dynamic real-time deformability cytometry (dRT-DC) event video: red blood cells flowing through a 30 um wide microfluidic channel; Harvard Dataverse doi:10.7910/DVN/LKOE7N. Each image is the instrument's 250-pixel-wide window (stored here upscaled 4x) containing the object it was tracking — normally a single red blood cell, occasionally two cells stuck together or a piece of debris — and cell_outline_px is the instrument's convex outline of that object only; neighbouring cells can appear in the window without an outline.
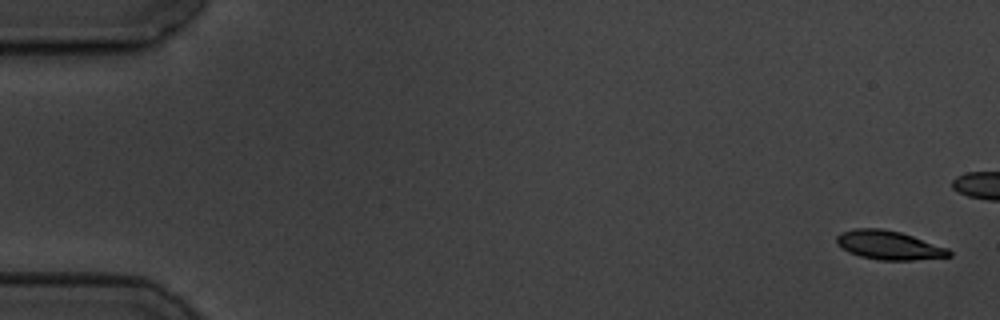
{"species": "common noctule bat (a hibernating species)", "species_latin": "Nyctalus noctula", "temperature_condition": "cold", "stored_images_in_passage": 10, "camera_frame_rate_fps": 3000, "um_per_image_px": 0.085, "animal": {"sex": "male", "body_mass_g": 19.5, "forearm_length_mm": 54.6}, "frame": {"image": 1, "passage_image": 1, "time_ms": 0.0, "image_size_px": [1000, 320], "cell_outline_px": [[952, 256], [912, 260], [880, 260], [860, 256], [848, 252], [836, 244], [836, 236], [840, 232], [856, 228], [880, 228], [900, 232], [948, 248], [952, 252]], "centroid_in_image_um": [75.52, 20.84], "position_along_channel_um": 9.5, "area_um2": 18.9}}
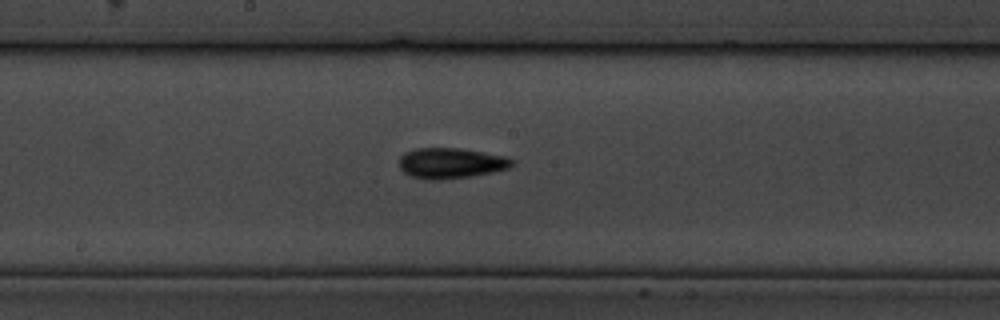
{"frame": {"image": 2, "passage_image": 10, "time_ms": 11.333, "image_size_px": [1000, 320], "cell_outline_px": [[512, 164], [508, 168], [492, 172], [472, 176], [440, 180], [428, 180], [412, 176], [404, 172], [400, 168], [400, 156], [404, 152], [416, 148], [460, 148], [508, 156], [512, 160]], "centroid_in_image_um": [38.31, 13.86], "position_along_channel_um": 209.9, "area_um2": 20.11}}